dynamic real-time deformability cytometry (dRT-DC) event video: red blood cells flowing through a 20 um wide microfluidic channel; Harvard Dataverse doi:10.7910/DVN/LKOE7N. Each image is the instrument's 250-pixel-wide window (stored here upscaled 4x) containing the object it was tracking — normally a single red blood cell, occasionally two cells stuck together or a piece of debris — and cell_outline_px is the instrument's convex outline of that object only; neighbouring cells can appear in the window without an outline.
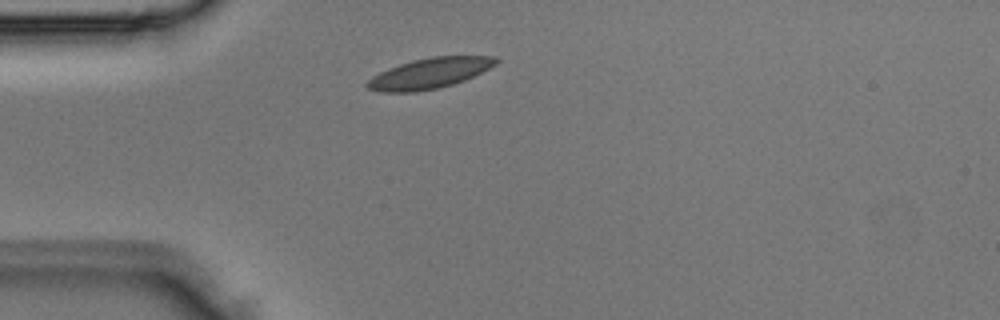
{"species": "Egyptian fruit bat (a non-hibernating species)", "species_latin": "Rousettus aegyptiacus", "temperature_condition": "room temperature", "stored_images_in_passage": 1, "camera_frame_rate_fps": 3000, "um_per_image_px": 0.085, "animal": {"sex": "male"}, "frame": {"image": 1, "passage_image": 1, "time_ms": 0.0, "image_size_px": [1000, 320], "cell_outline_px": [[500, 60], [496, 64], [464, 80], [452, 84], [436, 88], [416, 92], [380, 92], [368, 88], [364, 84], [372, 76], [388, 68], [412, 60], [432, 56], [496, 56]], "centroid_in_image_um": [36.48, 6.22], "position_along_channel_um": 48.5, "area_um2": 22.72}}